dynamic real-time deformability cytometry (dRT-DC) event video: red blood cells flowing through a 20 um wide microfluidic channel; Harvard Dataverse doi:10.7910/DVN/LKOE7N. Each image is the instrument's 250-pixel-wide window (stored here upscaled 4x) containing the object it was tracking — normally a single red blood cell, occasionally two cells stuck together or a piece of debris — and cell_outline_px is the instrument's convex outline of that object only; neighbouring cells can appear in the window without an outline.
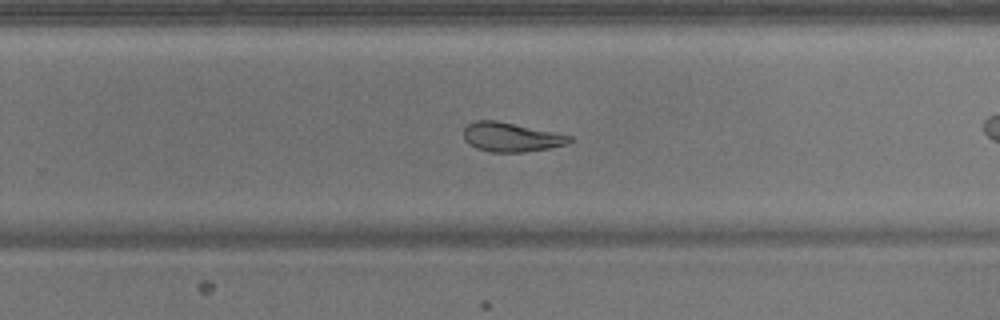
{"species": "common noctule bat (a hibernating species)", "species_latin": "Nyctalus noctula", "temperature_condition": "warm", "stored_images_in_passage": 46, "camera_frame_rate_fps": 3000, "um_per_image_px": 0.085, "animal": {"sex": "male", "body_mass_g": 17.9}, "frame": {"image": 1, "passage_image": 33, "time_ms": 10.667, "image_size_px": [1000, 320], "cell_outline_px": [[572, 140], [564, 144], [548, 148], [524, 152], [492, 152], [476, 148], [468, 144], [464, 140], [464, 128], [468, 124], [476, 120], [496, 120], [572, 136]], "centroid_in_image_um": [43.38, 11.65], "position_along_channel_um": 286.4, "area_um2": 17.8}}
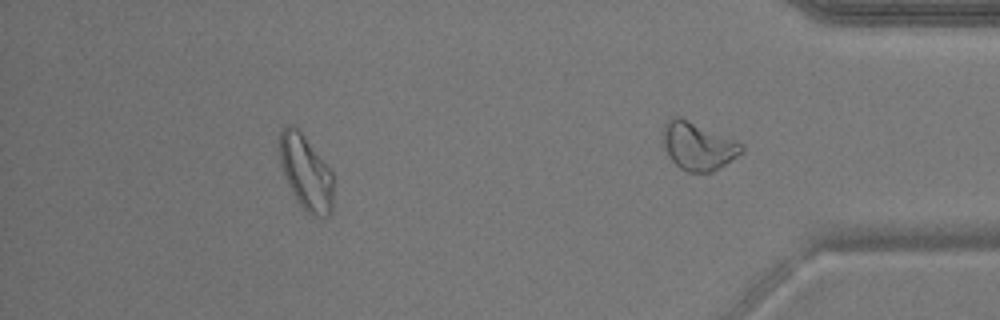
{"frame": {"image": 2, "passage_image": 40, "time_ms": 13.0, "image_size_px": [1000, 320], "cell_outline_px": [[332, 212], [328, 216], [312, 216], [300, 204], [292, 192], [284, 176], [280, 164], [280, 132], [288, 124], [292, 124], [304, 136], [332, 172]], "centroid_in_image_um": [25.99, 14.68], "position_along_channel_um": 409.2, "area_um2": 22.95}}